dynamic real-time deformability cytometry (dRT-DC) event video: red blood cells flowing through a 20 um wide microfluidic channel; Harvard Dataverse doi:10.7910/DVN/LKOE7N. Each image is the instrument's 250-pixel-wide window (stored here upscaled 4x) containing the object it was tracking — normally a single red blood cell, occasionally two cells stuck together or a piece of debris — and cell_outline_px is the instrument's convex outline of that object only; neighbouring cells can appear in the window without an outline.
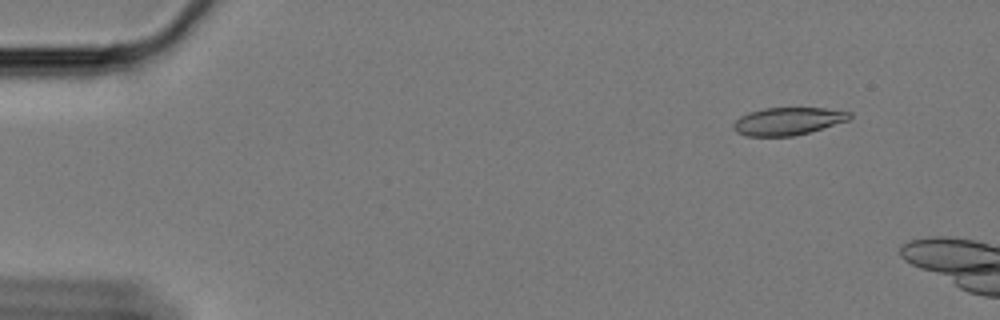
{"species": "Egyptian fruit bat (a non-hibernating species)", "species_latin": "Rousettus aegyptiacus", "temperature_condition": "cold", "stored_images_in_passage": 42, "camera_frame_rate_fps": 3000, "um_per_image_px": 0.085, "animal": {"sex": "female"}, "frame": {"image": 1, "passage_image": 4, "time_ms": 1.0, "image_size_px": [1000, 320], "cell_outline_px": [[852, 116], [848, 120], [808, 132], [792, 136], [744, 136], [736, 132], [732, 128], [732, 124], [740, 116], [748, 112], [764, 108], [824, 108], [852, 112]], "centroid_in_image_um": [66.92, 10.3], "position_along_channel_um": 18.1, "area_um2": 18.67}}
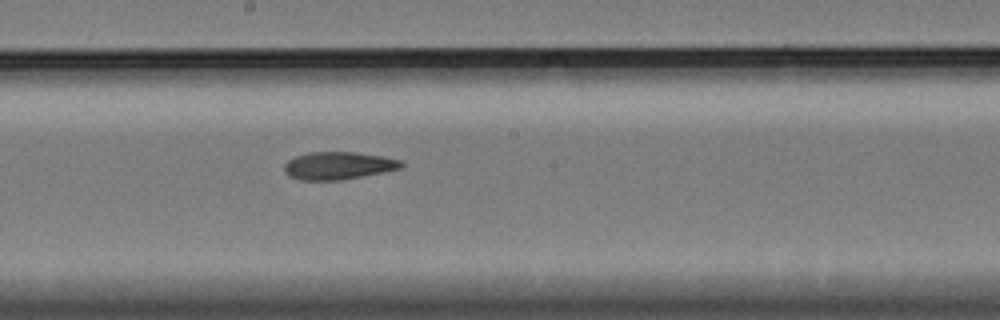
{"frame": {"image": 2, "passage_image": 31, "time_ms": 10.0, "image_size_px": [1000, 320], "cell_outline_px": [[404, 164], [400, 168], [384, 172], [340, 180], [300, 180], [288, 176], [284, 172], [284, 164], [288, 160], [296, 156], [308, 152], [356, 152], [384, 156], [400, 160]], "centroid_in_image_um": [28.73, 14.07], "position_along_channel_um": 219.5, "area_um2": 18.9}}
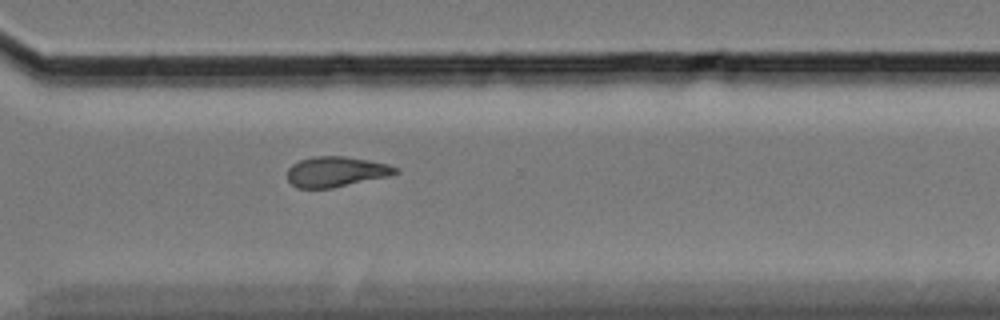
{"frame": {"image": 3, "passage_image": 42, "time_ms": 13.667, "image_size_px": [1000, 320], "cell_outline_px": [[400, 172], [388, 176], [332, 188], [296, 188], [288, 180], [288, 168], [292, 164], [300, 160], [316, 156], [344, 156], [368, 160], [388, 164], [400, 168]], "centroid_in_image_um": [28.58, 14.59], "position_along_channel_um": 342.0, "area_um2": 19.07}}